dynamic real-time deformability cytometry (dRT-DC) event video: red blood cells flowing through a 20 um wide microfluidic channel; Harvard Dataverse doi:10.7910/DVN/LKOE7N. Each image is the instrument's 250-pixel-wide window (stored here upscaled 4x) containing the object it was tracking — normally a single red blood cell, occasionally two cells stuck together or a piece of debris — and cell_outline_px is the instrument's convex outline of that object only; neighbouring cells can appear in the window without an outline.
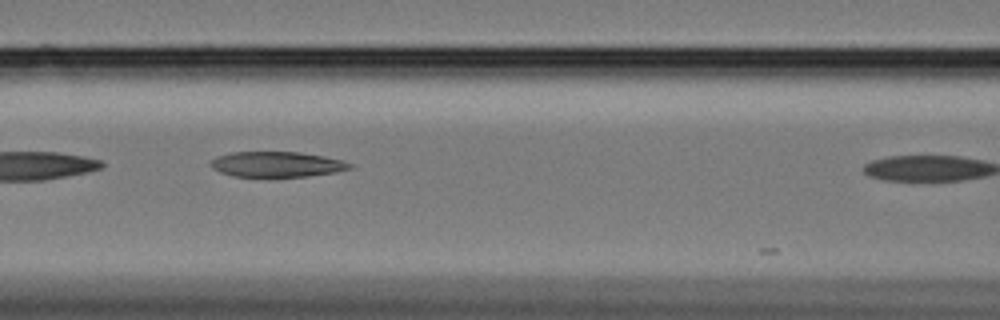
{"species": "Egyptian fruit bat (a non-hibernating species)", "species_latin": "Rousettus aegyptiacus", "temperature_condition": "cold", "stored_images_in_passage": 13, "camera_frame_rate_fps": 3000, "um_per_image_px": 0.085, "animal": {"sex": "female"}, "frame": {"image": 1, "passage_image": 9, "time_ms": 2.667, "image_size_px": [1000, 320], "cell_outline_px": [[356, 164], [352, 168], [332, 172], [308, 176], [232, 176], [220, 172], [212, 168], [208, 164], [216, 156], [232, 152], [300, 152], [324, 156]], "centroid_in_image_um": [23.51, 13.95], "position_along_channel_um": 143.1, "area_um2": 20.46}}